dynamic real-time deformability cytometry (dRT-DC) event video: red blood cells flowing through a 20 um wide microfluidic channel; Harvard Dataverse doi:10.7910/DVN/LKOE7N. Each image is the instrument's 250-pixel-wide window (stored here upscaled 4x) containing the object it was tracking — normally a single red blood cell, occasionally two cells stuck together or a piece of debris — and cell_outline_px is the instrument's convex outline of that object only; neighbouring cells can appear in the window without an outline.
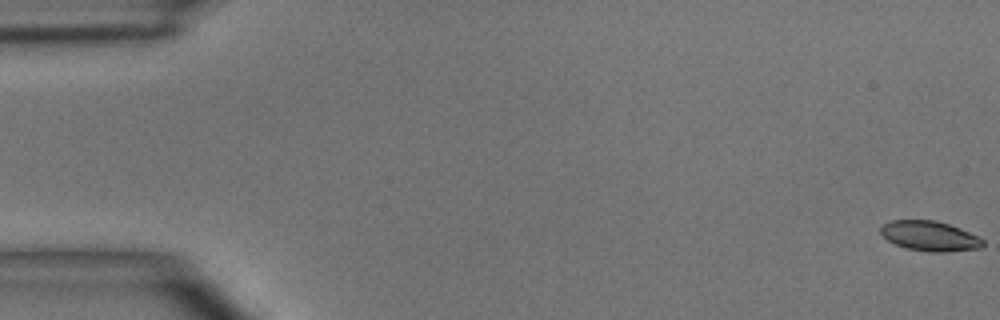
{"species": "common noctule bat (a hibernating species)", "species_latin": "Nyctalus noctula", "temperature_condition": "room temperature", "stored_images_in_passage": 5, "camera_frame_rate_fps": 3000, "um_per_image_px": 0.085, "animal": {"sex": "male", "body_mass_g": 15.6}, "frame": {"image": 1, "passage_image": 1, "time_ms": 0.0, "image_size_px": [1000, 320], "cell_outline_px": [[984, 244], [980, 248], [944, 252], [928, 252], [908, 248], [896, 244], [888, 240], [880, 232], [880, 228], [884, 224], [892, 220], [936, 220], [960, 228], [980, 236], [984, 240]], "centroid_in_image_um": [79.07, 20.06], "position_along_channel_um": 5.9, "area_um2": 17.8}}
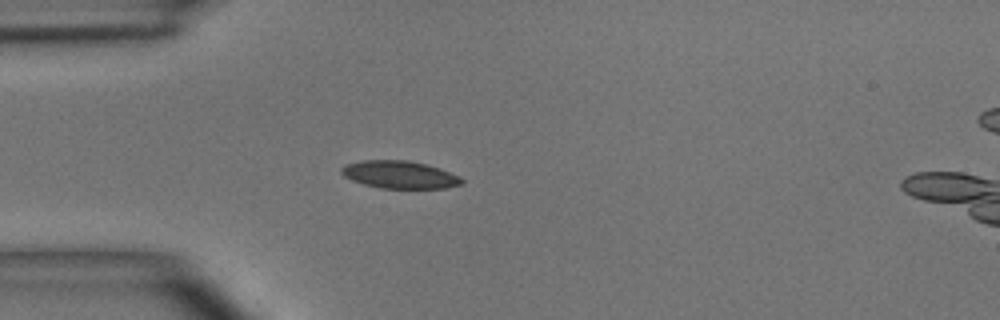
{"frame": {"image": 2, "passage_image": 5, "time_ms": 4.667, "image_size_px": [1000, 320], "cell_outline_px": [[464, 184], [448, 188], [380, 188], [364, 184], [352, 180], [344, 176], [340, 172], [340, 168], [344, 164], [360, 160], [408, 160], [440, 168], [464, 180]], "centroid_in_image_um": [33.93, 14.84], "position_along_channel_um": 51.1, "area_um2": 19.36}}